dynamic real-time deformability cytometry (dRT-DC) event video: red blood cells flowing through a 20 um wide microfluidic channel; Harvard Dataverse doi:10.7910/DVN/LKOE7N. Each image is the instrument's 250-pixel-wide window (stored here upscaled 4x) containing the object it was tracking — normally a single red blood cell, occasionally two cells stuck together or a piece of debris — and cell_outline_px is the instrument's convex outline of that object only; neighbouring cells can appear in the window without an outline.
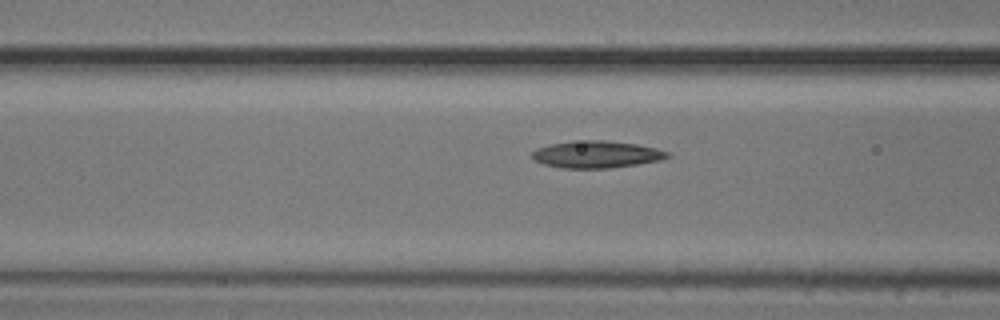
{"species": "common noctule bat (a hibernating species)", "species_latin": "Nyctalus noctula", "temperature_condition": "cold", "stored_images_in_passage": 7, "camera_frame_rate_fps": 3000, "um_per_image_px": 0.085, "animal": {"sex": "male", "body_mass_g": 20.5, "forearm_length_mm": 52.5}, "frame": {"image": 1, "passage_image": 5, "time_ms": 1.333, "image_size_px": [1000, 320], "cell_outline_px": [[672, 156], [660, 160], [636, 164], [608, 168], [560, 168], [544, 164], [532, 160], [532, 152], [536, 148], [552, 144], [572, 140], [604, 140], [636, 144], [656, 148], [668, 152]], "centroid_in_image_um": [50.67, 13.12], "position_along_channel_um": 115.9, "area_um2": 21.39}}